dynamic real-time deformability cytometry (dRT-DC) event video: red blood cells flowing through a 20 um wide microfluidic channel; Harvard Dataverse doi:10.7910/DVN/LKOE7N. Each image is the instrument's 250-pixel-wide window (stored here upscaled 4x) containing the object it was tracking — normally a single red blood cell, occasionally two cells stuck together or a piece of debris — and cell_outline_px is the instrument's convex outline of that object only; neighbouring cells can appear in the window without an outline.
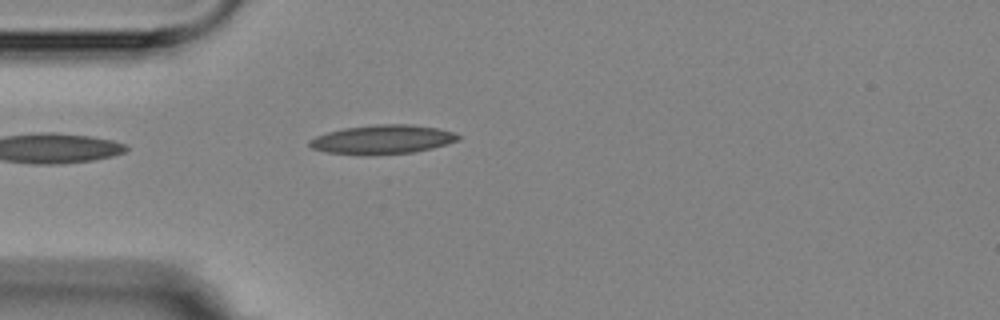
{"species": "Egyptian fruit bat (a non-hibernating species)", "species_latin": "Rousettus aegyptiacus", "temperature_condition": "room temperature", "stored_images_in_passage": 5, "camera_frame_rate_fps": 3000, "um_per_image_px": 0.085, "animal": {"sex": "female"}, "frame": {"image": 1, "passage_image": 5, "time_ms": 4.667, "image_size_px": [1000, 320], "cell_outline_px": [[460, 140], [448, 144], [432, 148], [412, 152], [328, 152], [312, 148], [308, 144], [308, 140], [316, 136], [328, 132], [344, 128], [376, 124], [412, 124], [436, 128], [452, 132], [460, 136]], "centroid_in_image_um": [32.56, 11.8], "position_along_channel_um": 52.4, "area_um2": 24.04}}